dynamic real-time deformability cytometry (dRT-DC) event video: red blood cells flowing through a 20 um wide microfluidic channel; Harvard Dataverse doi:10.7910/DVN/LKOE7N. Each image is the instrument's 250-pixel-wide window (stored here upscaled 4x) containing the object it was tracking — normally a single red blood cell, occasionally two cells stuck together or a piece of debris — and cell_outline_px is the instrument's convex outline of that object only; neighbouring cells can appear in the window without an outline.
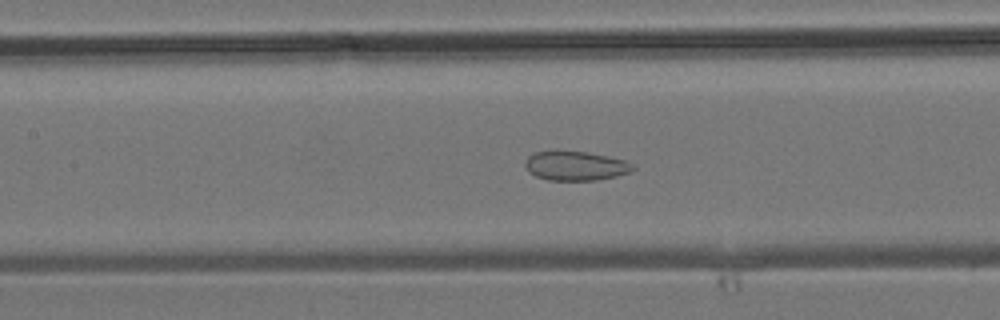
{"species": "common noctule bat (a hibernating species)", "species_latin": "Nyctalus noctula", "temperature_condition": "room temperature", "stored_images_in_passage": 34, "camera_frame_rate_fps": 3000, "um_per_image_px": 0.085, "animal": {"sex": "male", "body_mass_g": 19.2, "forearm_length_mm": 51.8}, "frame": {"image": 1, "passage_image": 15, "time_ms": 4.667, "image_size_px": [1000, 320], "cell_outline_px": [[636, 168], [632, 172], [616, 176], [596, 180], [548, 180], [536, 176], [528, 172], [524, 164], [524, 160], [528, 156], [536, 152], [588, 152], [608, 156], [624, 160], [632, 164]], "centroid_in_image_um": [48.93, 14.11], "position_along_channel_um": 158.5, "area_um2": 18.26}}
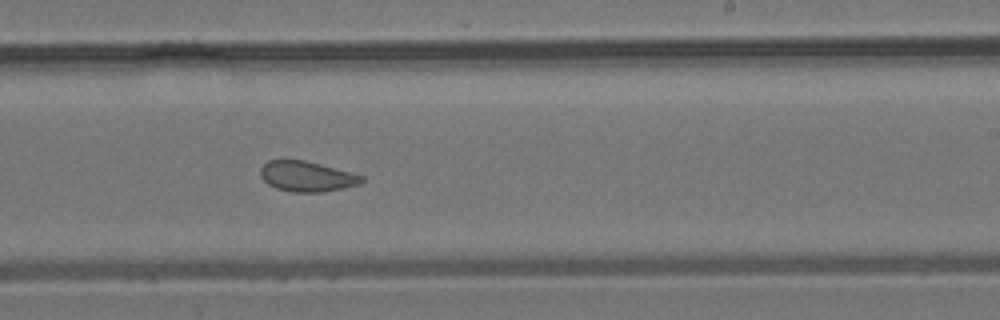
{"frame": {"image": 2, "passage_image": 22, "time_ms": 7.0, "image_size_px": [1000, 320], "cell_outline_px": [[364, 180], [360, 184], [344, 188], [320, 192], [292, 192], [276, 188], [268, 184], [260, 176], [260, 168], [268, 160], [304, 160], [364, 176]], "centroid_in_image_um": [26.06, 15.0], "position_along_channel_um": 262.9, "area_um2": 17.74}}
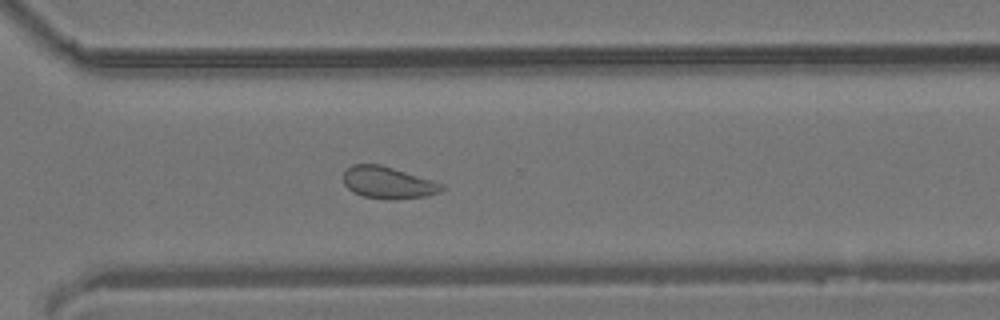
{"frame": {"image": 3, "passage_image": 27, "time_ms": 8.667, "image_size_px": [1000, 320], "cell_outline_px": [[444, 188], [440, 192], [428, 196], [392, 200], [364, 196], [352, 192], [344, 184], [344, 172], [352, 164], [380, 164], [444, 184]], "centroid_in_image_um": [32.98, 15.53], "position_along_channel_um": 337.6, "area_um2": 18.21}}